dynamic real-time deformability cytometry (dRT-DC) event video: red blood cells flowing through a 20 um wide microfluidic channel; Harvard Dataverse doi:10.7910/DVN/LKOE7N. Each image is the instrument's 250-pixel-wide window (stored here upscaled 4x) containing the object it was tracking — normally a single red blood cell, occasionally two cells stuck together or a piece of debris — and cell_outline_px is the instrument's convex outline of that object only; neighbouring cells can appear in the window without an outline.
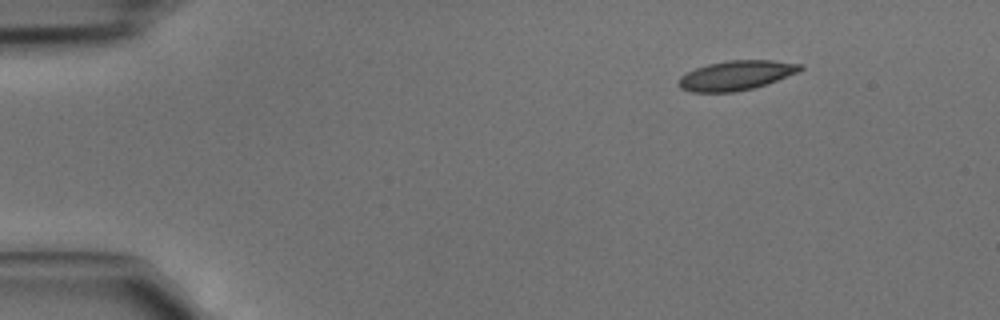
{"species": "common noctule bat (a hibernating species)", "species_latin": "Nyctalus noctula", "temperature_condition": "cold", "stored_images_in_passage": 40, "camera_frame_rate_fps": 3000, "um_per_image_px": 0.085, "animal": {"sex": "male", "body_mass_g": 15.6}, "frame": {"image": 1, "passage_image": 1, "time_ms": 0.0, "image_size_px": [1000, 320], "cell_outline_px": [[804, 68], [800, 72], [756, 88], [736, 92], [692, 92], [680, 88], [680, 76], [696, 68], [708, 64], [728, 60], [772, 60], [804, 64]], "centroid_in_image_um": [62.65, 6.41], "position_along_channel_um": 22.4, "area_um2": 21.1}}
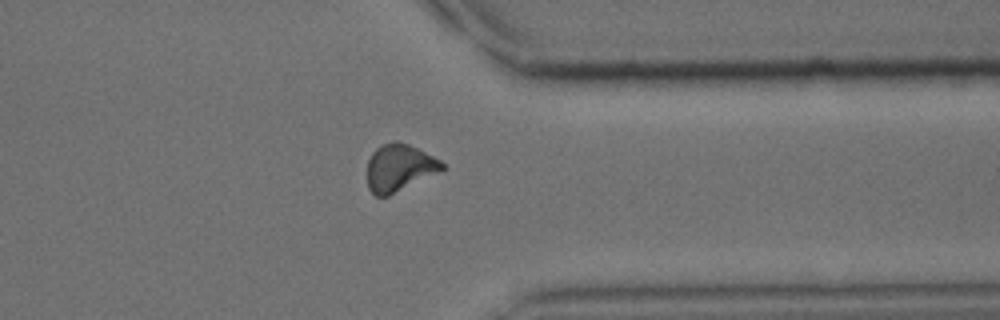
{"frame": {"image": 2, "passage_image": 31, "time_ms": 10.0, "image_size_px": [1000, 320], "cell_outline_px": [[444, 172], [388, 196], [376, 196], [368, 188], [368, 160], [372, 152], [380, 144], [396, 140], [408, 144], [440, 160], [444, 164]], "centroid_in_image_um": [33.97, 14.27], "position_along_channel_um": 377.4, "area_um2": 20.92}}
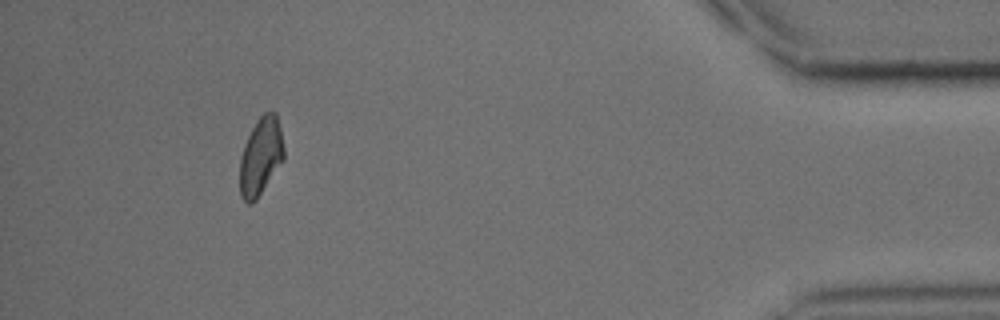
{"frame": {"image": 3, "passage_image": 37, "time_ms": 12.0, "image_size_px": [1000, 320], "cell_outline_px": [[284, 160], [256, 200], [252, 204], [248, 204], [240, 196], [240, 156], [244, 144], [256, 120], [264, 112], [276, 112], [280, 128], [284, 148]], "centroid_in_image_um": [22.16, 13.3], "position_along_channel_um": 413.0, "area_um2": 20.06}}